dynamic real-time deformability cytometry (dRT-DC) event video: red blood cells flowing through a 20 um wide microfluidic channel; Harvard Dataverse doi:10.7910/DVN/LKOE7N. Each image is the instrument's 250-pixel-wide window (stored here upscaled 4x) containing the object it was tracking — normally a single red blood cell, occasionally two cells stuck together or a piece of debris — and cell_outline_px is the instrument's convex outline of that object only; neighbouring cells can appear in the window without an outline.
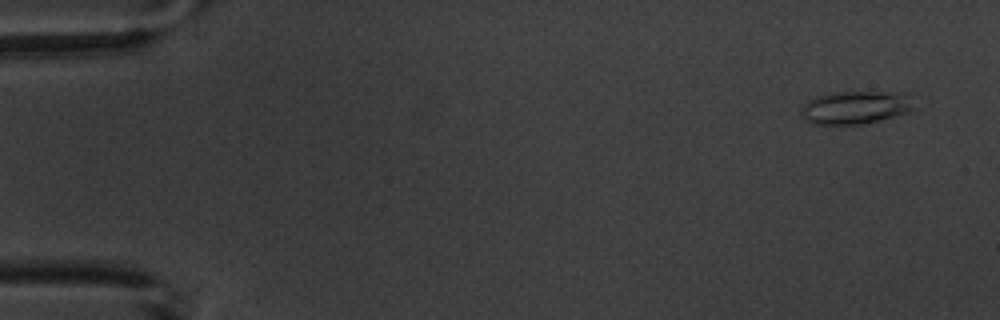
{"species": "common noctule bat (a hibernating species)", "species_latin": "Nyctalus noctula", "temperature_condition": "warm", "stored_images_in_passage": 7, "camera_frame_rate_fps": 3000, "um_per_image_px": 0.085, "animal": {"sex": "male", "body_mass_g": 20.1, "forearm_length_mm": 53.5}, "frame": {"image": 1, "passage_image": 1, "time_ms": 0.0, "image_size_px": [1000, 320], "cell_outline_px": [[920, 108], [912, 112], [864, 124], [812, 124], [804, 120], [800, 112], [800, 108], [808, 100], [816, 96], [832, 92], [908, 92]], "centroid_in_image_um": [72.82, 9.13], "position_along_channel_um": 12.2, "area_um2": 22.54}}
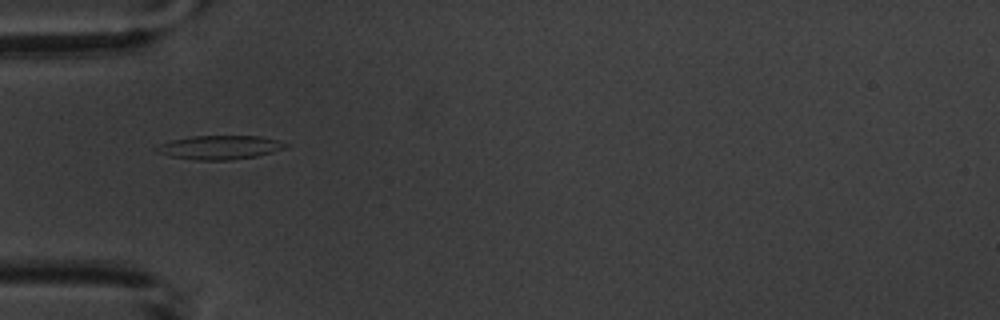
{"frame": {"image": 2, "passage_image": 5, "time_ms": 5.0, "image_size_px": [1000, 320], "cell_outline_px": [[292, 144], [284, 148], [272, 152], [256, 156], [228, 160], [196, 160], [172, 156], [160, 152], [152, 148], [160, 144], [172, 140], [192, 136], [260, 136]], "centroid_in_image_um": [18.71, 12.52], "position_along_channel_um": 66.3, "area_um2": 17.74}}
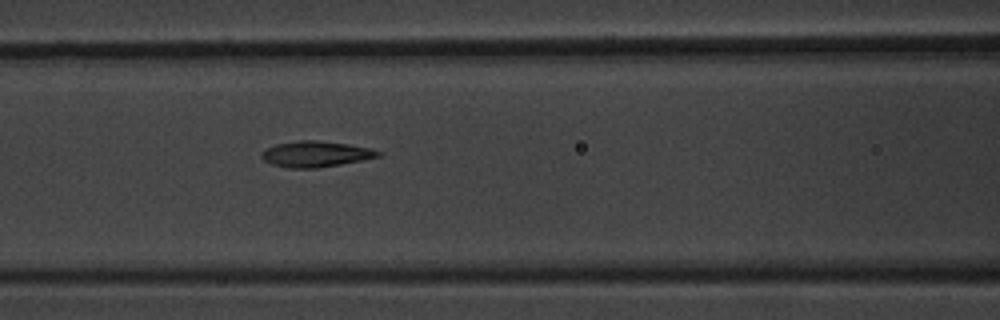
{"frame": {"image": 3, "passage_image": 7, "time_ms": 7.0, "image_size_px": [1000, 320], "cell_outline_px": [[384, 152], [380, 156], [340, 164], [316, 168], [288, 168], [272, 164], [264, 160], [260, 156], [260, 152], [264, 148], [276, 144], [300, 140], [316, 140], [348, 144], [372, 148]], "centroid_in_image_um": [26.81, 13.08], "position_along_channel_um": 139.8, "area_um2": 17.63}}